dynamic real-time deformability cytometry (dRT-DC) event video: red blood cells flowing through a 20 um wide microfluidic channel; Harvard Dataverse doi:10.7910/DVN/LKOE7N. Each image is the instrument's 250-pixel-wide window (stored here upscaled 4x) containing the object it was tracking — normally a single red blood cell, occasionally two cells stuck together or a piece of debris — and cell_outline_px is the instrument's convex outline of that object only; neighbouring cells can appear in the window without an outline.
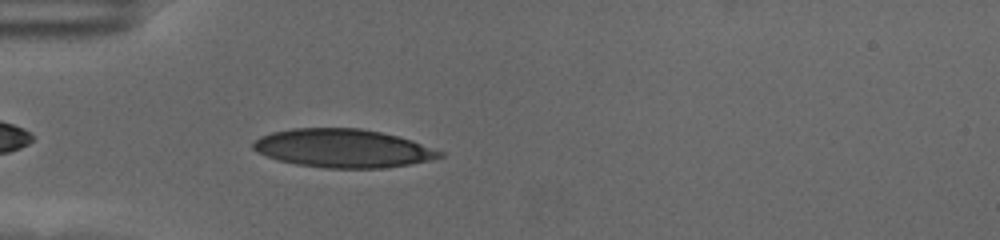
{"species": "human", "species_latin": "Homo sapiens", "temperature_condition": "cold", "stored_images_in_passage": 46, "camera_frame_rate_fps": 3000, "um_per_image_px": 0.085, "donor": {"sex": "female"}, "frame": {"image": 1, "passage_image": 6, "time_ms": 1.667, "image_size_px": [1000, 240], "cell_outline_px": [[444, 156], [428, 160], [408, 164], [384, 168], [324, 168], [296, 164], [280, 160], [268, 156], [252, 148], [252, 144], [260, 136], [272, 132], [292, 128], [360, 128], [380, 132], [412, 140], [444, 152]], "centroid_in_image_um": [29.15, 12.6], "position_along_channel_um": 55.8, "area_um2": 41.5}}
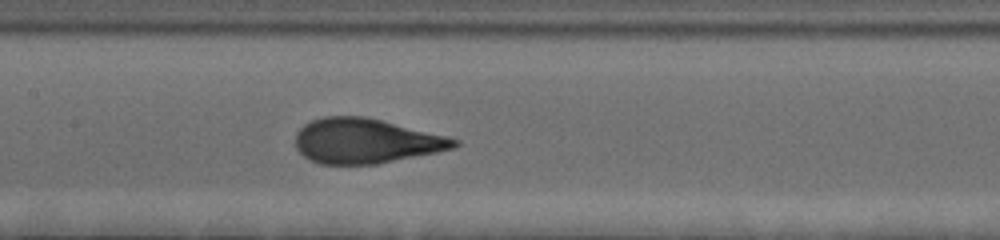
{"frame": {"image": 2, "passage_image": 17, "time_ms": 5.333, "image_size_px": [1000, 240], "cell_outline_px": [[460, 144], [456, 148], [376, 164], [320, 164], [308, 160], [296, 148], [296, 132], [304, 124], [312, 120], [324, 116], [364, 116], [460, 140]], "centroid_in_image_um": [31.04, 11.99], "position_along_channel_um": 176.4, "area_um2": 41.15}}
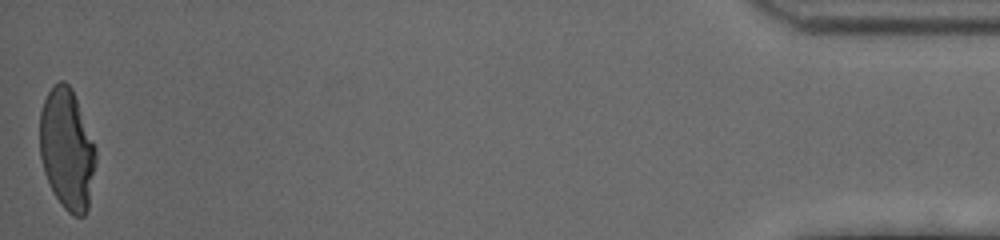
{"frame": {"image": 3, "passage_image": 46, "time_ms": 15.0, "image_size_px": [1000, 240], "cell_outline_px": [[96, 164], [88, 208], [84, 216], [72, 216], [60, 204], [44, 172], [40, 156], [40, 112], [44, 100], [52, 84], [60, 80], [64, 80], [72, 88], [96, 148]], "centroid_in_image_um": [5.7, 12.67], "position_along_channel_um": 429.5, "area_um2": 39.54}, "authors_computed_cell_mechanics": {"area_um2": 41.1536, "velocity_mm_per_s": 3.5095, "shape_relaxation_time_tau1_ms": 3.904, "shape_relaxation_time_tau2_ms": null, "deformation_change_tau1": 0.2124, "deformation_change_tau2": null}}